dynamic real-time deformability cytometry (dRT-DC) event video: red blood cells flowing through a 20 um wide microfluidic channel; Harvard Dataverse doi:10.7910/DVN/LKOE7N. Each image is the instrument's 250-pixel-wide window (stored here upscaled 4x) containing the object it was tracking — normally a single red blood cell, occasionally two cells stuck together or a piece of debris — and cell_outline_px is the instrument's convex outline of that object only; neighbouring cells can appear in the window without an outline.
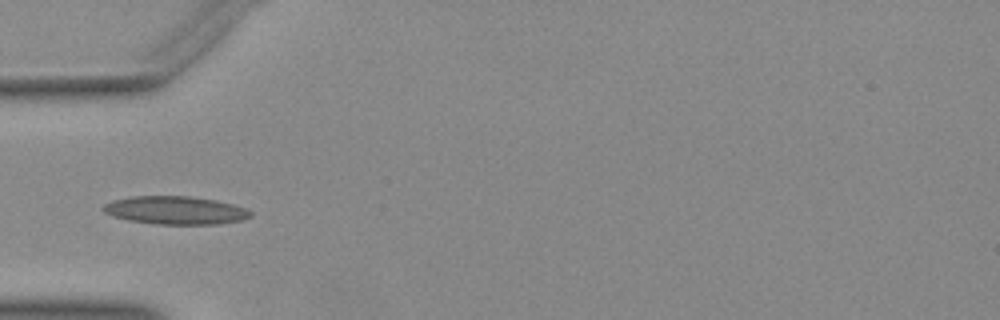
{"species": "Egyptian fruit bat (a non-hibernating species)", "species_latin": "Rousettus aegyptiacus", "temperature_condition": "warm", "stored_images_in_passage": 28, "camera_frame_rate_fps": 3000, "um_per_image_px": 0.085, "animal": {"sex": "female"}, "frame": {"image": 1, "passage_image": 1, "time_ms": 0.0, "image_size_px": [1000, 320], "cell_outline_px": [[252, 216], [240, 220], [216, 224], [156, 224], [128, 220], [112, 216], [104, 212], [104, 204], [112, 200], [132, 196], [188, 196], [216, 200], [232, 204], [244, 208], [252, 212]], "centroid_in_image_um": [14.89, 17.87], "position_along_channel_um": 70.1, "area_um2": 23.99}}
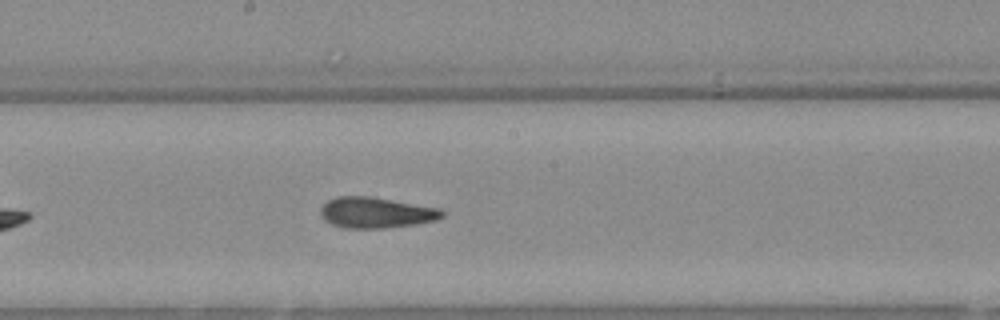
{"frame": {"image": 2, "passage_image": 12, "time_ms": 3.667, "image_size_px": [1000, 320], "cell_outline_px": [[444, 216], [432, 220], [412, 224], [380, 228], [344, 228], [332, 224], [324, 220], [320, 216], [320, 208], [328, 200], [336, 196], [372, 196], [440, 208], [444, 212]], "centroid_in_image_um": [31.9, 18.05], "position_along_channel_um": 216.3, "area_um2": 21.73}}
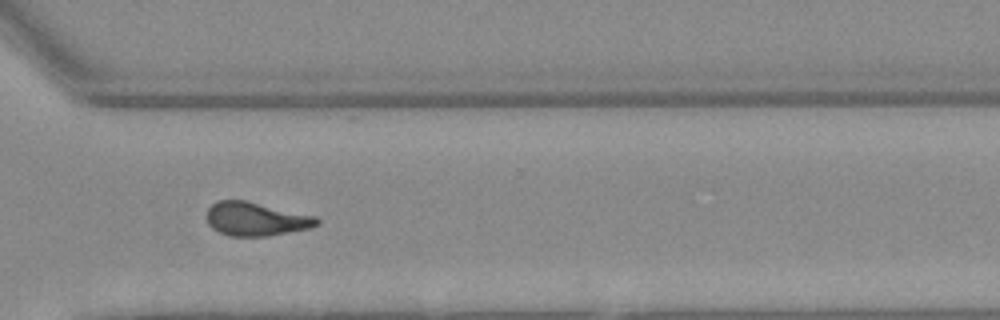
{"frame": {"image": 3, "passage_image": 22, "time_ms": 7.0, "image_size_px": [1000, 320], "cell_outline_px": [[320, 224], [308, 228], [268, 236], [228, 236], [212, 228], [208, 224], [204, 216], [208, 208], [216, 200], [244, 200], [316, 216], [320, 220]], "centroid_in_image_um": [21.7, 18.61], "position_along_channel_um": 348.9, "area_um2": 21.68}}